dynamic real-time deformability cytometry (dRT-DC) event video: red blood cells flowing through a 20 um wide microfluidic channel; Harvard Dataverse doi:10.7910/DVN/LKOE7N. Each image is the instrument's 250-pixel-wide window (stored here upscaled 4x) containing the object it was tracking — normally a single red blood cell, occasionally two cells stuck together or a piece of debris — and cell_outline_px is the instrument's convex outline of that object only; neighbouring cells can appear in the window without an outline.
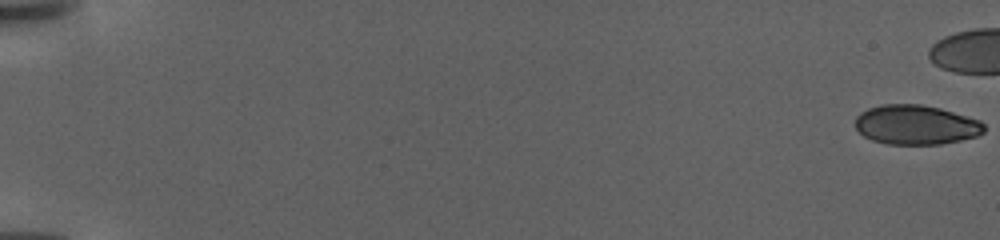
{"species": "human", "species_latin": "Homo sapiens", "temperature_condition": "warm", "stored_images_in_passage": 120, "camera_frame_rate_fps": 3000, "um_per_image_px": 0.085, "donor": {"sex": "female"}, "frame": {"image": 1, "passage_image": 1, "time_ms": 0.0, "image_size_px": [1000, 240], "cell_outline_px": [[984, 132], [976, 136], [960, 140], [940, 144], [888, 144], [872, 140], [864, 136], [856, 128], [856, 116], [860, 112], [868, 108], [880, 104], [920, 104], [940, 108], [980, 120], [984, 124]], "centroid_in_image_um": [77.84, 10.6], "position_along_channel_um": 7.2, "area_um2": 29.65}}
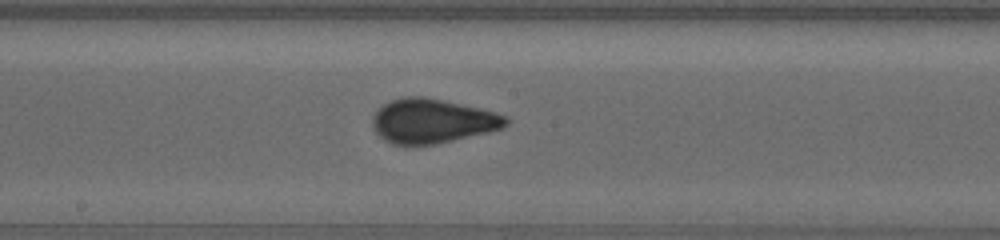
{"frame": {"image": 2, "passage_image": 80, "time_ms": 26.333, "image_size_px": [1000, 240], "cell_outline_px": [[508, 124], [504, 128], [488, 132], [436, 144], [404, 148], [392, 144], [384, 140], [376, 132], [372, 124], [372, 120], [376, 112], [384, 104], [392, 100], [408, 96], [424, 96], [476, 108], [508, 116]], "centroid_in_image_um": [36.71, 10.33], "position_along_channel_um": 211.5, "area_um2": 34.56}}
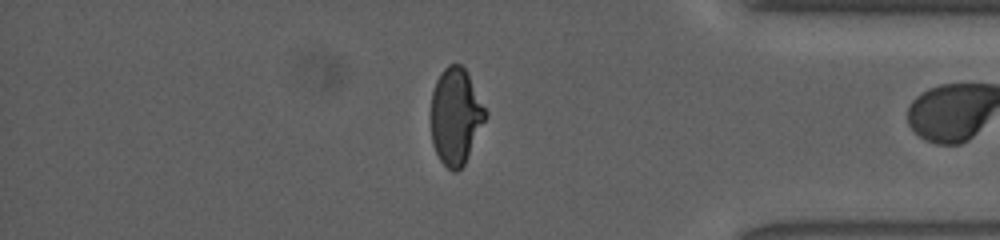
{"frame": {"image": 3, "passage_image": 119, "time_ms": 39.333, "image_size_px": [1000, 240], "cell_outline_px": [[488, 112], [468, 156], [464, 164], [456, 172], [452, 172], [440, 160], [432, 144], [432, 92], [436, 80], [440, 72], [448, 64], [460, 64], [464, 68]], "centroid_in_image_um": [38.72, 9.87], "position_along_channel_um": 396.5, "area_um2": 30.17}}